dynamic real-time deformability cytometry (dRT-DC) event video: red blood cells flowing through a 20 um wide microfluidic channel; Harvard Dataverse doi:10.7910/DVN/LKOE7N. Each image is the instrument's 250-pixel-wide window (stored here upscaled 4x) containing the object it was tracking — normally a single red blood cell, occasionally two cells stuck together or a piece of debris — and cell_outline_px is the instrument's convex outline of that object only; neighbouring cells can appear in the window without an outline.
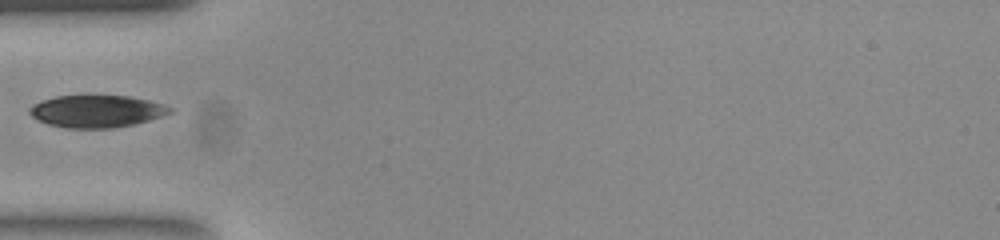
{"species": "common noctule bat (a hibernating species)", "species_latin": "Nyctalus noctula", "temperature_condition": "room temperature", "stored_images_in_passage": 28, "camera_frame_rate_fps": 3000, "um_per_image_px": 0.085, "animal": {"sex": "female", "body_mass_g": 23.0, "forearm_length_mm": 53.4}, "frame": {"image": 1, "passage_image": 1, "time_ms": 0.0, "image_size_px": [1000, 240], "cell_outline_px": [[176, 112], [148, 120], [132, 124], [112, 128], [68, 128], [48, 124], [32, 116], [28, 112], [28, 108], [32, 104], [56, 96], [128, 96], [148, 100], [172, 108]], "centroid_in_image_um": [8.21, 9.46], "position_along_channel_um": 76.8, "area_um2": 26.13}}
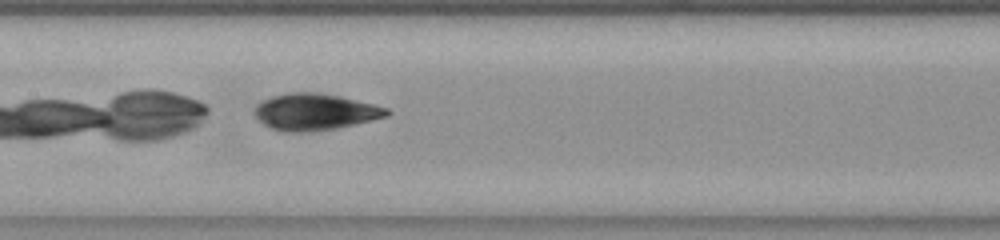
{"frame": {"image": 2, "passage_image": 9, "time_ms": 2.667, "image_size_px": [1000, 240], "cell_outline_px": [[392, 112], [388, 116], [336, 128], [312, 132], [284, 132], [272, 128], [264, 124], [256, 116], [256, 104], [272, 96], [292, 92], [320, 92], [340, 96], [388, 108]], "centroid_in_image_um": [26.79, 9.51], "position_along_channel_um": 180.6, "area_um2": 27.98}}
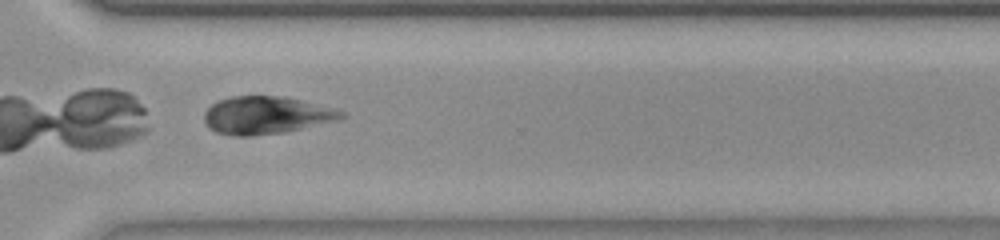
{"frame": {"image": 3, "passage_image": 22, "time_ms": 7.0, "image_size_px": [1000, 240], "cell_outline_px": [[348, 116], [336, 120], [284, 132], [248, 136], [232, 136], [216, 132], [208, 128], [204, 120], [204, 112], [212, 104], [220, 100], [232, 96], [284, 96], [336, 108], [344, 112]], "centroid_in_image_um": [22.62, 9.79], "position_along_channel_um": 348.0, "area_um2": 30.06}}